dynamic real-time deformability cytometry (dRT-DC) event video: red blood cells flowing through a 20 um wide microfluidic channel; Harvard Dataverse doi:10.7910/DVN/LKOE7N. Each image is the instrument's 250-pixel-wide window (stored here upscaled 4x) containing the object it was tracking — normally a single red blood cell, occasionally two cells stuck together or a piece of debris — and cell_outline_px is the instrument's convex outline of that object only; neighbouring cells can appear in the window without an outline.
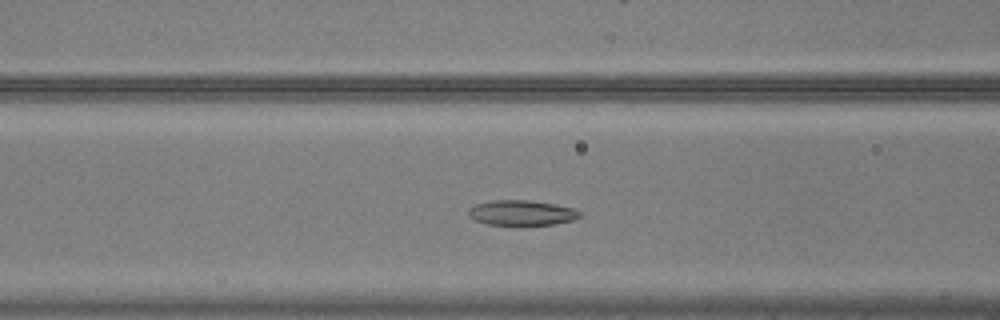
{"species": "common noctule bat (a hibernating species)", "species_latin": "Nyctalus noctula", "temperature_condition": "warm", "stored_images_in_passage": 45, "camera_frame_rate_fps": 3000, "um_per_image_px": 0.085, "animal": {"sex": "male", "body_mass_g": 20.5, "forearm_length_mm": 52.5}, "frame": {"image": 1, "passage_image": 13, "time_ms": 4.0, "image_size_px": [1000, 320], "cell_outline_px": [[584, 216], [572, 220], [552, 224], [488, 224], [476, 220], [468, 216], [468, 208], [476, 204], [492, 200], [528, 200], [552, 204], [572, 208], [580, 212]], "centroid_in_image_um": [44.32, 18.07], "position_along_channel_um": 122.3, "area_um2": 16.01}}
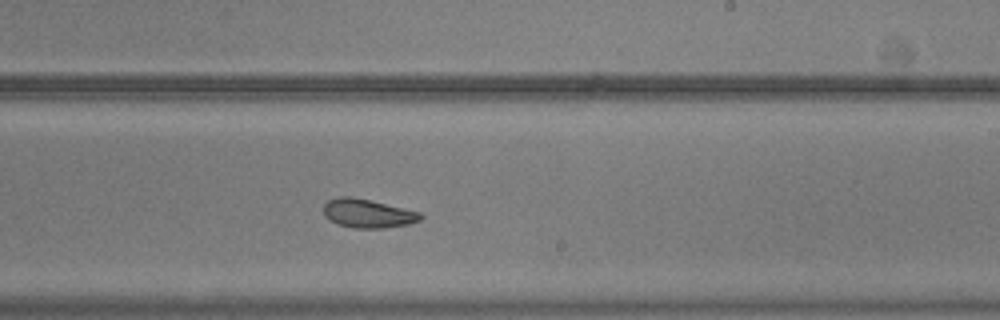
{"frame": {"image": 2, "passage_image": 24, "time_ms": 7.667, "image_size_px": [1000, 320], "cell_outline_px": [[424, 216], [420, 220], [408, 224], [384, 228], [352, 228], [336, 224], [328, 220], [324, 216], [324, 204], [328, 200], [340, 196], [352, 196], [420, 212]], "centroid_in_image_um": [31.22, 18.15], "position_along_channel_um": 257.8, "area_um2": 16.3}}
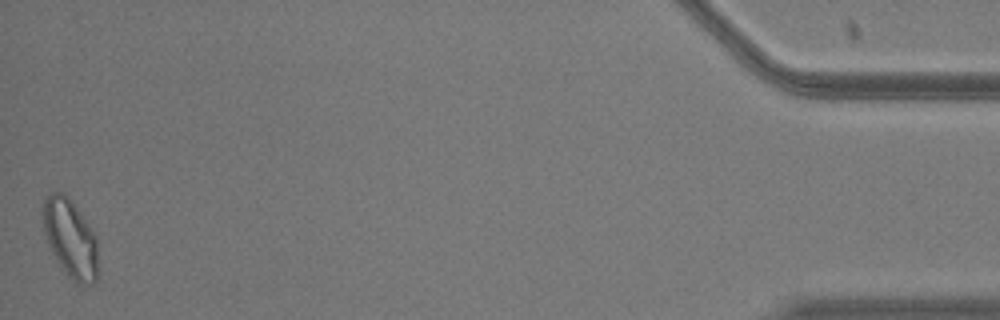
{"frame": {"image": 3, "passage_image": 45, "time_ms": 14.667, "image_size_px": [1000, 320], "cell_outline_px": [[96, 280], [92, 284], [76, 284], [68, 276], [52, 252], [48, 244], [44, 232], [44, 196], [48, 192], [64, 192], [68, 196], [80, 212], [96, 236]], "centroid_in_image_um": [5.96, 20.24], "position_along_channel_um": 429.2, "area_um2": 24.74}, "authors_computed_cell_mechanics": {"area_um2": 17.2822, "velocity_mm_per_s": 3.6935, "shape_relaxation_time_tau1_ms": 4.1066, "shape_relaxation_time_tau2_ms": 2.9881, "deformation_change_tau1": 0.1249, "deformation_change_tau2": 0.0663}}